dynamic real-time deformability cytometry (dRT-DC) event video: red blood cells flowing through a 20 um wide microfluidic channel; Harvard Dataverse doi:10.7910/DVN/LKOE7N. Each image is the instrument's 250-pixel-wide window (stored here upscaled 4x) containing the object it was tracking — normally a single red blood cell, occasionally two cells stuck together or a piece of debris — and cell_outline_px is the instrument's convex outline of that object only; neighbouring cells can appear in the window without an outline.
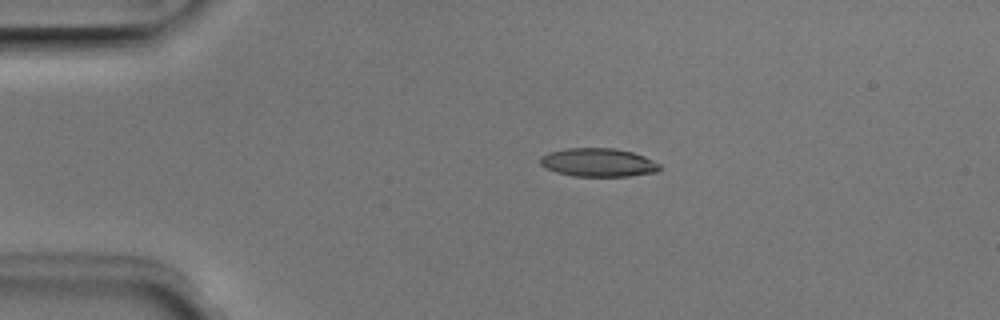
{"species": "Egyptian fruit bat (a non-hibernating species)", "species_latin": "Rousettus aegyptiacus", "temperature_condition": "room temperature", "stored_images_in_passage": 4, "camera_frame_rate_fps": 3000, "um_per_image_px": 0.085, "animal": {"sex": "male"}, "frame": {"image": 1, "passage_image": 2, "time_ms": 0.333, "image_size_px": [1000, 320], "cell_outline_px": [[660, 168], [656, 172], [628, 176], [572, 176], [556, 172], [544, 168], [540, 164], [540, 156], [548, 152], [568, 148], [616, 148], [632, 152], [644, 156], [660, 164]], "centroid_in_image_um": [50.81, 13.81], "position_along_channel_um": 34.2, "area_um2": 19.88}}